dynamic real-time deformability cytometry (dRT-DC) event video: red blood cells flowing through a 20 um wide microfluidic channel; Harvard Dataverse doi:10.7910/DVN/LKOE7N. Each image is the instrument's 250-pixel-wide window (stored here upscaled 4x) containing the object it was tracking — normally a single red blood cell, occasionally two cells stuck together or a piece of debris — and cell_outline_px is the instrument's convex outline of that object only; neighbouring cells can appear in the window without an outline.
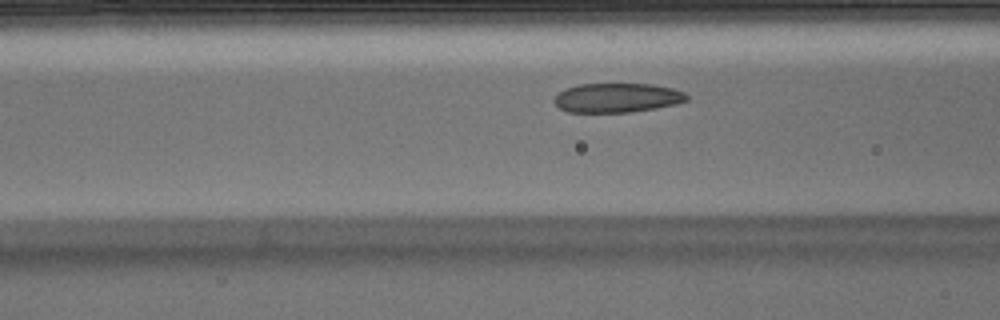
{"species": "Egyptian fruit bat (a non-hibernating species)", "species_latin": "Rousettus aegyptiacus", "temperature_condition": "warm", "stored_images_in_passage": 33, "camera_frame_rate_fps": 3000, "um_per_image_px": 0.085, "animal": {"sex": "male"}, "frame": {"image": 1, "passage_image": 6, "time_ms": 1.667, "image_size_px": [1000, 320], "cell_outline_px": [[688, 100], [676, 104], [656, 108], [632, 112], [568, 112], [560, 108], [552, 100], [564, 88], [580, 84], [652, 84], [672, 88], [684, 92], [688, 96]], "centroid_in_image_um": [52.46, 8.31], "position_along_channel_um": 114.1, "area_um2": 22.66}}
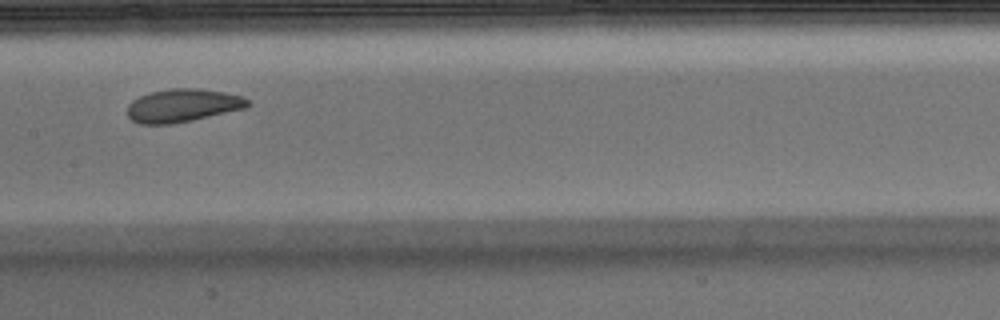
{"frame": {"image": 2, "passage_image": 12, "time_ms": 3.667, "image_size_px": [1000, 320], "cell_outline_px": [[252, 104], [248, 108], [192, 120], [172, 124], [140, 124], [132, 120], [128, 116], [128, 104], [132, 100], [140, 96], [152, 92], [172, 88], [196, 88], [224, 92], [244, 96]], "centroid_in_image_um": [15.57, 8.97], "position_along_channel_um": 191.8, "area_um2": 23.35}}
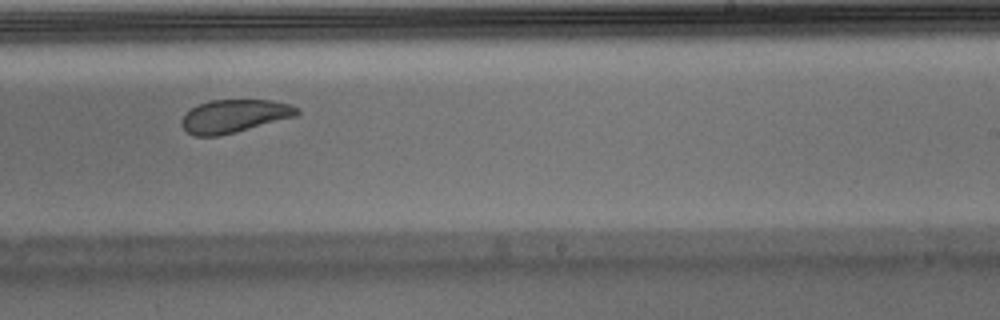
{"frame": {"image": 3, "passage_image": 18, "time_ms": 5.667, "image_size_px": [1000, 320], "cell_outline_px": [[300, 112], [296, 116], [216, 136], [196, 136], [188, 132], [180, 124], [180, 120], [192, 108], [208, 100], [268, 100], [288, 104], [300, 108]], "centroid_in_image_um": [19.9, 9.85], "position_along_channel_um": 269.1, "area_um2": 21.73}}